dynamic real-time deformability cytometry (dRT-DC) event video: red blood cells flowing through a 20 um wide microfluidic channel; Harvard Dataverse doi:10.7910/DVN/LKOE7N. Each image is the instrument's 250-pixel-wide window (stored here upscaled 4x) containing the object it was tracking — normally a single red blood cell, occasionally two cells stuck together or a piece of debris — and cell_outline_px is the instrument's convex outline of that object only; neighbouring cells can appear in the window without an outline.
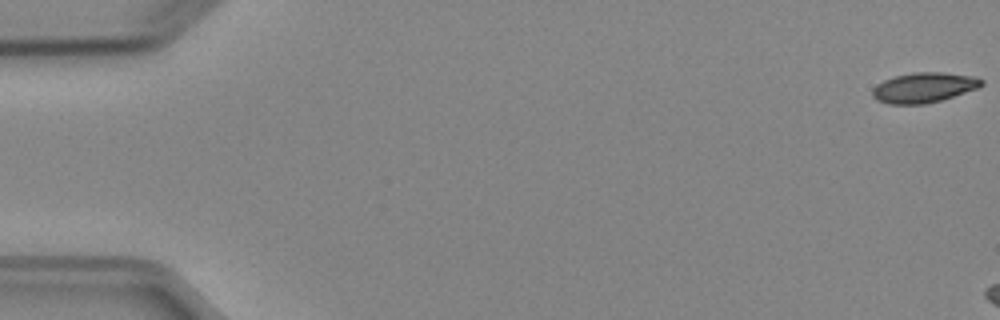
{"species": "Egyptian fruit bat (a non-hibernating species)", "species_latin": "Rousettus aegyptiacus", "temperature_condition": "cold", "stored_images_in_passage": 7, "camera_frame_rate_fps": 3000, "um_per_image_px": 0.085, "animal": {"sex": "female"}, "frame": {"image": 1, "passage_image": 1, "time_ms": 0.0, "image_size_px": [1000, 320], "cell_outline_px": [[984, 84], [980, 88], [940, 100], [924, 104], [888, 104], [876, 100], [872, 96], [872, 88], [876, 84], [884, 80], [896, 76], [912, 72], [944, 72], [976, 76], [984, 80]], "centroid_in_image_um": [78.55, 7.43], "position_along_channel_um": 6.5, "area_um2": 19.36}}